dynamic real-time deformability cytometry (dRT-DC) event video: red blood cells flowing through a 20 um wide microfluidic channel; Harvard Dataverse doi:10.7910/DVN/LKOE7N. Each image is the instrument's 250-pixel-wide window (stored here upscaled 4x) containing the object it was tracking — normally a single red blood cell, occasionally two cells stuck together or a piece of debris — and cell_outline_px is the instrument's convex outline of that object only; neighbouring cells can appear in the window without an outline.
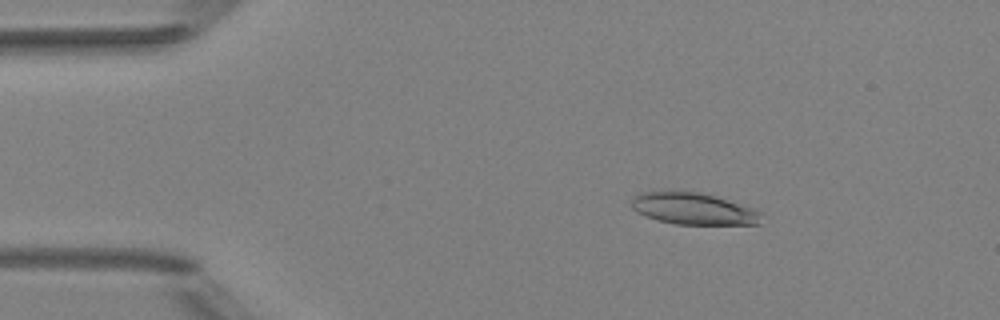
{"species": "Egyptian fruit bat (a non-hibernating species)", "species_latin": "Rousettus aegyptiacus", "temperature_condition": "room temperature", "stored_images_in_passage": 5, "camera_frame_rate_fps": 3000, "um_per_image_px": 0.085, "animal": {"sex": "female"}, "frame": {"image": 1, "passage_image": 3, "time_ms": 2.333, "image_size_px": [1000, 320], "cell_outline_px": [[760, 224], [676, 224], [660, 220], [636, 212], [632, 208], [632, 200], [636, 196], [644, 192], [680, 188], [700, 192], [716, 196], [756, 208], [760, 212]], "centroid_in_image_um": [58.95, 17.69], "position_along_channel_um": 26.1, "area_um2": 24.45}}